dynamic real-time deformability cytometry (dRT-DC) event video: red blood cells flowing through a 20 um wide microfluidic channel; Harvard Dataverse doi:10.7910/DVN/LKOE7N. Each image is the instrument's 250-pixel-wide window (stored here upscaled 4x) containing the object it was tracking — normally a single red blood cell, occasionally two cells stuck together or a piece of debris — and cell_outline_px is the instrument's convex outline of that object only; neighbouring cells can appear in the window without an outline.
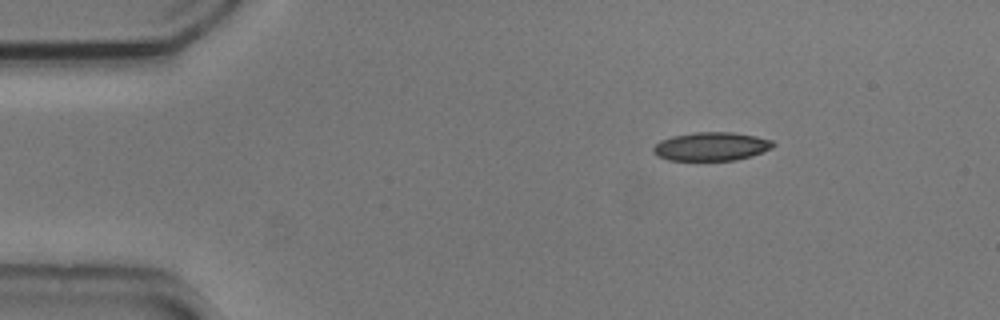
{"species": "common noctule bat (a hibernating species)", "species_latin": "Nyctalus noctula", "temperature_condition": "cold", "stored_images_in_passage": 5, "camera_frame_rate_fps": 3000, "um_per_image_px": 0.085, "animal": {"sex": "male", "body_mass_g": 20.5, "forearm_length_mm": 52.5}, "frame": {"image": 1, "passage_image": 5, "time_ms": 1.333, "image_size_px": [1000, 320], "cell_outline_px": [[776, 144], [772, 148], [752, 156], [736, 160], [668, 160], [656, 156], [652, 152], [652, 148], [660, 140], [672, 136], [696, 132], [732, 132], [756, 136], [772, 140]], "centroid_in_image_um": [60.45, 12.45], "position_along_channel_um": 24.5, "area_um2": 20.06}}